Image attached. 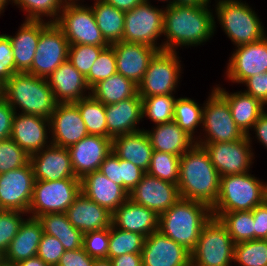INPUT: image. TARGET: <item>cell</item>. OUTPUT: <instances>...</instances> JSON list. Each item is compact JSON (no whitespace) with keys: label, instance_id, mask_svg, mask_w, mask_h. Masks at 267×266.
Listing matches in <instances>:
<instances>
[{"label":"cell","instance_id":"bcb514c9","mask_svg":"<svg viewBox=\"0 0 267 266\" xmlns=\"http://www.w3.org/2000/svg\"><path fill=\"white\" fill-rule=\"evenodd\" d=\"M30 156L11 138L0 141V174L27 165Z\"/></svg>","mask_w":267,"mask_h":266},{"label":"cell","instance_id":"2644e50d","mask_svg":"<svg viewBox=\"0 0 267 266\" xmlns=\"http://www.w3.org/2000/svg\"><path fill=\"white\" fill-rule=\"evenodd\" d=\"M0 266H15V265L7 264L0 260Z\"/></svg>","mask_w":267,"mask_h":266},{"label":"cell","instance_id":"7bdbcfd3","mask_svg":"<svg viewBox=\"0 0 267 266\" xmlns=\"http://www.w3.org/2000/svg\"><path fill=\"white\" fill-rule=\"evenodd\" d=\"M233 262L238 266H267V239L235 244Z\"/></svg>","mask_w":267,"mask_h":266},{"label":"cell","instance_id":"7a4b0ae2","mask_svg":"<svg viewBox=\"0 0 267 266\" xmlns=\"http://www.w3.org/2000/svg\"><path fill=\"white\" fill-rule=\"evenodd\" d=\"M180 197L214 206L220 189V175L210 161L206 149L195 143L180 156Z\"/></svg>","mask_w":267,"mask_h":266},{"label":"cell","instance_id":"f546056e","mask_svg":"<svg viewBox=\"0 0 267 266\" xmlns=\"http://www.w3.org/2000/svg\"><path fill=\"white\" fill-rule=\"evenodd\" d=\"M49 24L48 21L25 20L15 36L6 34L12 45L15 68L26 73L32 66L40 32Z\"/></svg>","mask_w":267,"mask_h":266},{"label":"cell","instance_id":"e575fe53","mask_svg":"<svg viewBox=\"0 0 267 266\" xmlns=\"http://www.w3.org/2000/svg\"><path fill=\"white\" fill-rule=\"evenodd\" d=\"M138 94V85L121 74H114L90 89V95L104 105L118 103Z\"/></svg>","mask_w":267,"mask_h":266},{"label":"cell","instance_id":"277c9868","mask_svg":"<svg viewBox=\"0 0 267 266\" xmlns=\"http://www.w3.org/2000/svg\"><path fill=\"white\" fill-rule=\"evenodd\" d=\"M1 95L17 113L50 118L57 102L46 78L16 73L1 87ZM18 107V108H17Z\"/></svg>","mask_w":267,"mask_h":266},{"label":"cell","instance_id":"681fc988","mask_svg":"<svg viewBox=\"0 0 267 266\" xmlns=\"http://www.w3.org/2000/svg\"><path fill=\"white\" fill-rule=\"evenodd\" d=\"M110 227L84 233L83 249L94 259L108 258Z\"/></svg>","mask_w":267,"mask_h":266},{"label":"cell","instance_id":"8d00e7d4","mask_svg":"<svg viewBox=\"0 0 267 266\" xmlns=\"http://www.w3.org/2000/svg\"><path fill=\"white\" fill-rule=\"evenodd\" d=\"M227 228L235 244L254 240V218L251 211L211 212Z\"/></svg>","mask_w":267,"mask_h":266},{"label":"cell","instance_id":"d590c367","mask_svg":"<svg viewBox=\"0 0 267 266\" xmlns=\"http://www.w3.org/2000/svg\"><path fill=\"white\" fill-rule=\"evenodd\" d=\"M91 6L98 28L105 40L112 44L123 40L125 12L106 3L104 0L94 1Z\"/></svg>","mask_w":267,"mask_h":266},{"label":"cell","instance_id":"f35d334b","mask_svg":"<svg viewBox=\"0 0 267 266\" xmlns=\"http://www.w3.org/2000/svg\"><path fill=\"white\" fill-rule=\"evenodd\" d=\"M74 104L78 107L88 134L107 137L105 105L91 95Z\"/></svg>","mask_w":267,"mask_h":266},{"label":"cell","instance_id":"ba28073f","mask_svg":"<svg viewBox=\"0 0 267 266\" xmlns=\"http://www.w3.org/2000/svg\"><path fill=\"white\" fill-rule=\"evenodd\" d=\"M208 99V100H207ZM203 103L202 126L197 144L233 142L246 135L236 126L226 100L213 88ZM203 136V137H202Z\"/></svg>","mask_w":267,"mask_h":266},{"label":"cell","instance_id":"c3c4849f","mask_svg":"<svg viewBox=\"0 0 267 266\" xmlns=\"http://www.w3.org/2000/svg\"><path fill=\"white\" fill-rule=\"evenodd\" d=\"M28 213L0 210V257L4 255Z\"/></svg>","mask_w":267,"mask_h":266},{"label":"cell","instance_id":"03108f58","mask_svg":"<svg viewBox=\"0 0 267 266\" xmlns=\"http://www.w3.org/2000/svg\"><path fill=\"white\" fill-rule=\"evenodd\" d=\"M93 266H113L110 259H95Z\"/></svg>","mask_w":267,"mask_h":266},{"label":"cell","instance_id":"5bb4252c","mask_svg":"<svg viewBox=\"0 0 267 266\" xmlns=\"http://www.w3.org/2000/svg\"><path fill=\"white\" fill-rule=\"evenodd\" d=\"M69 43L65 34L55 24L49 23L41 32L31 68L26 72L48 78L68 60Z\"/></svg>","mask_w":267,"mask_h":266},{"label":"cell","instance_id":"ffe728a7","mask_svg":"<svg viewBox=\"0 0 267 266\" xmlns=\"http://www.w3.org/2000/svg\"><path fill=\"white\" fill-rule=\"evenodd\" d=\"M143 266H191V252L159 230L144 240Z\"/></svg>","mask_w":267,"mask_h":266},{"label":"cell","instance_id":"9a60e30c","mask_svg":"<svg viewBox=\"0 0 267 266\" xmlns=\"http://www.w3.org/2000/svg\"><path fill=\"white\" fill-rule=\"evenodd\" d=\"M35 176L27 165L0 174V209L28 213L33 196Z\"/></svg>","mask_w":267,"mask_h":266},{"label":"cell","instance_id":"be15d7a7","mask_svg":"<svg viewBox=\"0 0 267 266\" xmlns=\"http://www.w3.org/2000/svg\"><path fill=\"white\" fill-rule=\"evenodd\" d=\"M15 266H50L43 262L39 257L28 258L16 264Z\"/></svg>","mask_w":267,"mask_h":266},{"label":"cell","instance_id":"ac0fdd59","mask_svg":"<svg viewBox=\"0 0 267 266\" xmlns=\"http://www.w3.org/2000/svg\"><path fill=\"white\" fill-rule=\"evenodd\" d=\"M49 120L50 138L55 146L68 148L88 135L80 111L74 103H57Z\"/></svg>","mask_w":267,"mask_h":266},{"label":"cell","instance_id":"836d02e7","mask_svg":"<svg viewBox=\"0 0 267 266\" xmlns=\"http://www.w3.org/2000/svg\"><path fill=\"white\" fill-rule=\"evenodd\" d=\"M43 232L56 237L64 246L65 251L83 247V233L76 229L66 216V213H49L37 217Z\"/></svg>","mask_w":267,"mask_h":266},{"label":"cell","instance_id":"f5cc1de1","mask_svg":"<svg viewBox=\"0 0 267 266\" xmlns=\"http://www.w3.org/2000/svg\"><path fill=\"white\" fill-rule=\"evenodd\" d=\"M121 167V186L128 192L140 182L143 175L146 173L144 170L135 166L130 161L120 159Z\"/></svg>","mask_w":267,"mask_h":266},{"label":"cell","instance_id":"8fae6325","mask_svg":"<svg viewBox=\"0 0 267 266\" xmlns=\"http://www.w3.org/2000/svg\"><path fill=\"white\" fill-rule=\"evenodd\" d=\"M80 192L79 178L37 180L34 183L28 216L37 218L49 213H65Z\"/></svg>","mask_w":267,"mask_h":266},{"label":"cell","instance_id":"6f0895ef","mask_svg":"<svg viewBox=\"0 0 267 266\" xmlns=\"http://www.w3.org/2000/svg\"><path fill=\"white\" fill-rule=\"evenodd\" d=\"M98 171L104 174L112 182L121 186L120 159L113 151L100 164Z\"/></svg>","mask_w":267,"mask_h":266},{"label":"cell","instance_id":"4fadbf2b","mask_svg":"<svg viewBox=\"0 0 267 266\" xmlns=\"http://www.w3.org/2000/svg\"><path fill=\"white\" fill-rule=\"evenodd\" d=\"M252 137L246 135L243 139L233 142L199 144L203 146L215 166L220 177L226 175L244 174L250 172L255 155Z\"/></svg>","mask_w":267,"mask_h":266},{"label":"cell","instance_id":"44dd1931","mask_svg":"<svg viewBox=\"0 0 267 266\" xmlns=\"http://www.w3.org/2000/svg\"><path fill=\"white\" fill-rule=\"evenodd\" d=\"M75 176L79 179L98 171L100 164L112 152V139L88 134L76 144L67 148Z\"/></svg>","mask_w":267,"mask_h":266},{"label":"cell","instance_id":"f907efd6","mask_svg":"<svg viewBox=\"0 0 267 266\" xmlns=\"http://www.w3.org/2000/svg\"><path fill=\"white\" fill-rule=\"evenodd\" d=\"M64 252V246L56 237L43 233L38 246L37 257L50 266H57Z\"/></svg>","mask_w":267,"mask_h":266},{"label":"cell","instance_id":"89a4df30","mask_svg":"<svg viewBox=\"0 0 267 266\" xmlns=\"http://www.w3.org/2000/svg\"><path fill=\"white\" fill-rule=\"evenodd\" d=\"M145 1H149V0H145ZM158 1H161V2H165L166 1V5L167 6H171L172 5V0H158Z\"/></svg>","mask_w":267,"mask_h":266},{"label":"cell","instance_id":"f6af8a7d","mask_svg":"<svg viewBox=\"0 0 267 266\" xmlns=\"http://www.w3.org/2000/svg\"><path fill=\"white\" fill-rule=\"evenodd\" d=\"M116 73L115 53L113 47L109 45L100 52L85 79L87 85L91 89L100 81L105 80Z\"/></svg>","mask_w":267,"mask_h":266},{"label":"cell","instance_id":"a7ac6f4b","mask_svg":"<svg viewBox=\"0 0 267 266\" xmlns=\"http://www.w3.org/2000/svg\"><path fill=\"white\" fill-rule=\"evenodd\" d=\"M65 3H73V4H80L82 0H64ZM84 1V0H83ZM96 1V0H95Z\"/></svg>","mask_w":267,"mask_h":266},{"label":"cell","instance_id":"60d3db41","mask_svg":"<svg viewBox=\"0 0 267 266\" xmlns=\"http://www.w3.org/2000/svg\"><path fill=\"white\" fill-rule=\"evenodd\" d=\"M145 237L139 233L110 226L108 258L125 254L142 253Z\"/></svg>","mask_w":267,"mask_h":266},{"label":"cell","instance_id":"d6986e66","mask_svg":"<svg viewBox=\"0 0 267 266\" xmlns=\"http://www.w3.org/2000/svg\"><path fill=\"white\" fill-rule=\"evenodd\" d=\"M49 134L48 118L15 112L10 138L29 156L52 144Z\"/></svg>","mask_w":267,"mask_h":266},{"label":"cell","instance_id":"680465c9","mask_svg":"<svg viewBox=\"0 0 267 266\" xmlns=\"http://www.w3.org/2000/svg\"><path fill=\"white\" fill-rule=\"evenodd\" d=\"M254 239H267V199L252 210Z\"/></svg>","mask_w":267,"mask_h":266},{"label":"cell","instance_id":"7dc6e473","mask_svg":"<svg viewBox=\"0 0 267 266\" xmlns=\"http://www.w3.org/2000/svg\"><path fill=\"white\" fill-rule=\"evenodd\" d=\"M104 48L106 47L84 44L69 45L68 61L86 77Z\"/></svg>","mask_w":267,"mask_h":266},{"label":"cell","instance_id":"ee69618b","mask_svg":"<svg viewBox=\"0 0 267 266\" xmlns=\"http://www.w3.org/2000/svg\"><path fill=\"white\" fill-rule=\"evenodd\" d=\"M179 169L180 156L154 150L147 173L161 180L177 184Z\"/></svg>","mask_w":267,"mask_h":266},{"label":"cell","instance_id":"83f0119b","mask_svg":"<svg viewBox=\"0 0 267 266\" xmlns=\"http://www.w3.org/2000/svg\"><path fill=\"white\" fill-rule=\"evenodd\" d=\"M159 216L149 208L136 204L129 198L112 213V225L118 229L135 232L145 238L158 231Z\"/></svg>","mask_w":267,"mask_h":266},{"label":"cell","instance_id":"52a82bcc","mask_svg":"<svg viewBox=\"0 0 267 266\" xmlns=\"http://www.w3.org/2000/svg\"><path fill=\"white\" fill-rule=\"evenodd\" d=\"M235 243L227 228L212 217L201 229L191 251V266H232Z\"/></svg>","mask_w":267,"mask_h":266},{"label":"cell","instance_id":"9c48e42d","mask_svg":"<svg viewBox=\"0 0 267 266\" xmlns=\"http://www.w3.org/2000/svg\"><path fill=\"white\" fill-rule=\"evenodd\" d=\"M178 52L160 50L151 58L141 83L140 97L175 94L180 84L182 65ZM174 92V93H173Z\"/></svg>","mask_w":267,"mask_h":266},{"label":"cell","instance_id":"d6a6232c","mask_svg":"<svg viewBox=\"0 0 267 266\" xmlns=\"http://www.w3.org/2000/svg\"><path fill=\"white\" fill-rule=\"evenodd\" d=\"M153 127L145 130L153 150L181 156L196 143L175 121Z\"/></svg>","mask_w":267,"mask_h":266},{"label":"cell","instance_id":"db71d44e","mask_svg":"<svg viewBox=\"0 0 267 266\" xmlns=\"http://www.w3.org/2000/svg\"><path fill=\"white\" fill-rule=\"evenodd\" d=\"M242 84H245L244 92L267 105V71L248 77Z\"/></svg>","mask_w":267,"mask_h":266},{"label":"cell","instance_id":"91938a15","mask_svg":"<svg viewBox=\"0 0 267 266\" xmlns=\"http://www.w3.org/2000/svg\"><path fill=\"white\" fill-rule=\"evenodd\" d=\"M251 131L255 132L257 142L267 149V111L258 118Z\"/></svg>","mask_w":267,"mask_h":266},{"label":"cell","instance_id":"cb8c5ba5","mask_svg":"<svg viewBox=\"0 0 267 266\" xmlns=\"http://www.w3.org/2000/svg\"><path fill=\"white\" fill-rule=\"evenodd\" d=\"M107 122V137H114L135 133L144 128L137 125L142 118V98L137 94L135 97L127 98L118 103L105 105Z\"/></svg>","mask_w":267,"mask_h":266},{"label":"cell","instance_id":"5b68a950","mask_svg":"<svg viewBox=\"0 0 267 266\" xmlns=\"http://www.w3.org/2000/svg\"><path fill=\"white\" fill-rule=\"evenodd\" d=\"M267 199V182L250 172L220 177L218 198L211 212L251 211Z\"/></svg>","mask_w":267,"mask_h":266},{"label":"cell","instance_id":"9f6ffc18","mask_svg":"<svg viewBox=\"0 0 267 266\" xmlns=\"http://www.w3.org/2000/svg\"><path fill=\"white\" fill-rule=\"evenodd\" d=\"M14 115V109L0 94V141L10 138Z\"/></svg>","mask_w":267,"mask_h":266},{"label":"cell","instance_id":"b9f144b4","mask_svg":"<svg viewBox=\"0 0 267 266\" xmlns=\"http://www.w3.org/2000/svg\"><path fill=\"white\" fill-rule=\"evenodd\" d=\"M26 11L25 20L46 21L55 23L59 17L65 1L64 0H12V4ZM53 19V20H52Z\"/></svg>","mask_w":267,"mask_h":266},{"label":"cell","instance_id":"1f68e13d","mask_svg":"<svg viewBox=\"0 0 267 266\" xmlns=\"http://www.w3.org/2000/svg\"><path fill=\"white\" fill-rule=\"evenodd\" d=\"M112 149L119 159L130 161L145 172L148 171L154 150L145 129L114 137Z\"/></svg>","mask_w":267,"mask_h":266},{"label":"cell","instance_id":"4316f807","mask_svg":"<svg viewBox=\"0 0 267 266\" xmlns=\"http://www.w3.org/2000/svg\"><path fill=\"white\" fill-rule=\"evenodd\" d=\"M65 213L69 222L83 234L102 230L112 225V213L90 200L82 192L76 196Z\"/></svg>","mask_w":267,"mask_h":266},{"label":"cell","instance_id":"2e32d148","mask_svg":"<svg viewBox=\"0 0 267 266\" xmlns=\"http://www.w3.org/2000/svg\"><path fill=\"white\" fill-rule=\"evenodd\" d=\"M235 48L225 72L229 81L242 84L248 77L267 71V35Z\"/></svg>","mask_w":267,"mask_h":266},{"label":"cell","instance_id":"30bf717a","mask_svg":"<svg viewBox=\"0 0 267 266\" xmlns=\"http://www.w3.org/2000/svg\"><path fill=\"white\" fill-rule=\"evenodd\" d=\"M55 24L62 30L69 45L84 44L108 47L97 26L91 6L65 3Z\"/></svg>","mask_w":267,"mask_h":266},{"label":"cell","instance_id":"74e56055","mask_svg":"<svg viewBox=\"0 0 267 266\" xmlns=\"http://www.w3.org/2000/svg\"><path fill=\"white\" fill-rule=\"evenodd\" d=\"M203 106L188 97H178L175 102L174 119L177 125L197 141L198 127L202 126Z\"/></svg>","mask_w":267,"mask_h":266},{"label":"cell","instance_id":"d4e9b609","mask_svg":"<svg viewBox=\"0 0 267 266\" xmlns=\"http://www.w3.org/2000/svg\"><path fill=\"white\" fill-rule=\"evenodd\" d=\"M47 81L57 103H74L90 96L85 77L68 60L62 63Z\"/></svg>","mask_w":267,"mask_h":266},{"label":"cell","instance_id":"ab89813d","mask_svg":"<svg viewBox=\"0 0 267 266\" xmlns=\"http://www.w3.org/2000/svg\"><path fill=\"white\" fill-rule=\"evenodd\" d=\"M142 98V118L147 117L155 125L172 122L174 119L175 102L173 94L155 95Z\"/></svg>","mask_w":267,"mask_h":266},{"label":"cell","instance_id":"11a10c76","mask_svg":"<svg viewBox=\"0 0 267 266\" xmlns=\"http://www.w3.org/2000/svg\"><path fill=\"white\" fill-rule=\"evenodd\" d=\"M94 260L81 247L79 249L65 251L57 266H93Z\"/></svg>","mask_w":267,"mask_h":266},{"label":"cell","instance_id":"6125c7cd","mask_svg":"<svg viewBox=\"0 0 267 266\" xmlns=\"http://www.w3.org/2000/svg\"><path fill=\"white\" fill-rule=\"evenodd\" d=\"M104 1L121 11L127 12L135 8L137 5L142 4L145 0H104Z\"/></svg>","mask_w":267,"mask_h":266},{"label":"cell","instance_id":"4dcf8cb0","mask_svg":"<svg viewBox=\"0 0 267 266\" xmlns=\"http://www.w3.org/2000/svg\"><path fill=\"white\" fill-rule=\"evenodd\" d=\"M219 84L213 87L227 102L236 126L245 134H250L258 118L266 111L265 105L244 91L228 93Z\"/></svg>","mask_w":267,"mask_h":266},{"label":"cell","instance_id":"e7e4bbea","mask_svg":"<svg viewBox=\"0 0 267 266\" xmlns=\"http://www.w3.org/2000/svg\"><path fill=\"white\" fill-rule=\"evenodd\" d=\"M211 0H172V5H208Z\"/></svg>","mask_w":267,"mask_h":266},{"label":"cell","instance_id":"816d5d0a","mask_svg":"<svg viewBox=\"0 0 267 266\" xmlns=\"http://www.w3.org/2000/svg\"><path fill=\"white\" fill-rule=\"evenodd\" d=\"M16 73L11 41L6 34H0V87Z\"/></svg>","mask_w":267,"mask_h":266},{"label":"cell","instance_id":"6da1fadb","mask_svg":"<svg viewBox=\"0 0 267 266\" xmlns=\"http://www.w3.org/2000/svg\"><path fill=\"white\" fill-rule=\"evenodd\" d=\"M208 5H171L164 7L163 50L203 45L216 31L213 11Z\"/></svg>","mask_w":267,"mask_h":266},{"label":"cell","instance_id":"3957f363","mask_svg":"<svg viewBox=\"0 0 267 266\" xmlns=\"http://www.w3.org/2000/svg\"><path fill=\"white\" fill-rule=\"evenodd\" d=\"M211 218V209L206 204L180 198L159 215L158 230L191 252L202 227Z\"/></svg>","mask_w":267,"mask_h":266},{"label":"cell","instance_id":"f1b7e54d","mask_svg":"<svg viewBox=\"0 0 267 266\" xmlns=\"http://www.w3.org/2000/svg\"><path fill=\"white\" fill-rule=\"evenodd\" d=\"M43 233L42 225L37 218L30 216L25 218L18 233L1 257V261L16 265L23 260L35 257Z\"/></svg>","mask_w":267,"mask_h":266},{"label":"cell","instance_id":"003e7915","mask_svg":"<svg viewBox=\"0 0 267 266\" xmlns=\"http://www.w3.org/2000/svg\"><path fill=\"white\" fill-rule=\"evenodd\" d=\"M12 0H0V15L4 12V9Z\"/></svg>","mask_w":267,"mask_h":266},{"label":"cell","instance_id":"7402d4cb","mask_svg":"<svg viewBox=\"0 0 267 266\" xmlns=\"http://www.w3.org/2000/svg\"><path fill=\"white\" fill-rule=\"evenodd\" d=\"M110 45L114 49L117 73L139 85L151 58L158 50L144 44L123 40Z\"/></svg>","mask_w":267,"mask_h":266},{"label":"cell","instance_id":"484cf974","mask_svg":"<svg viewBox=\"0 0 267 266\" xmlns=\"http://www.w3.org/2000/svg\"><path fill=\"white\" fill-rule=\"evenodd\" d=\"M81 192L111 213L128 198V192L119 184L112 182L104 174L94 171L80 179Z\"/></svg>","mask_w":267,"mask_h":266},{"label":"cell","instance_id":"7c38bea8","mask_svg":"<svg viewBox=\"0 0 267 266\" xmlns=\"http://www.w3.org/2000/svg\"><path fill=\"white\" fill-rule=\"evenodd\" d=\"M163 24L164 7L158 8L150 4V1H144L125 12L123 41L163 50V43L157 42L163 35Z\"/></svg>","mask_w":267,"mask_h":266},{"label":"cell","instance_id":"8992f818","mask_svg":"<svg viewBox=\"0 0 267 266\" xmlns=\"http://www.w3.org/2000/svg\"><path fill=\"white\" fill-rule=\"evenodd\" d=\"M214 16L236 47L261 40L267 35L255 10L242 0H217Z\"/></svg>","mask_w":267,"mask_h":266},{"label":"cell","instance_id":"603a6c76","mask_svg":"<svg viewBox=\"0 0 267 266\" xmlns=\"http://www.w3.org/2000/svg\"><path fill=\"white\" fill-rule=\"evenodd\" d=\"M35 181H56L64 178H77L72 168L67 148L53 144L30 155Z\"/></svg>","mask_w":267,"mask_h":266},{"label":"cell","instance_id":"e0dca14e","mask_svg":"<svg viewBox=\"0 0 267 266\" xmlns=\"http://www.w3.org/2000/svg\"><path fill=\"white\" fill-rule=\"evenodd\" d=\"M180 198L177 184L161 180L147 172L129 193L131 201L153 210L158 216L167 211Z\"/></svg>","mask_w":267,"mask_h":266},{"label":"cell","instance_id":"94428289","mask_svg":"<svg viewBox=\"0 0 267 266\" xmlns=\"http://www.w3.org/2000/svg\"><path fill=\"white\" fill-rule=\"evenodd\" d=\"M108 259L111 260L113 266H143L142 253L125 254Z\"/></svg>","mask_w":267,"mask_h":266}]
</instances>
